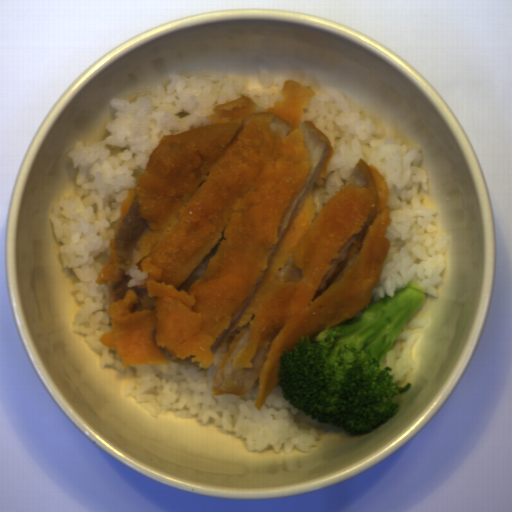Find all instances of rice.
Listing matches in <instances>:
<instances>
[{"label":"rice","mask_w":512,"mask_h":512,"mask_svg":"<svg viewBox=\"0 0 512 512\" xmlns=\"http://www.w3.org/2000/svg\"><path fill=\"white\" fill-rule=\"evenodd\" d=\"M258 88H248L237 75L167 76L146 95L111 96L107 135L84 144L74 142L66 152L76 174L75 187L60 198L49 214L61 249L59 264L73 272L71 298L79 306L70 330L83 335L98 353L100 365L121 371L123 392L150 417L170 412L195 417L201 425L214 423L237 435L246 450L279 454L311 453L319 446L322 422L313 421L285 400L278 384L262 408L256 409L259 377L244 395L211 393L218 367L194 364L139 365L123 368L116 351L100 339L113 328L109 315L110 288L97 283L111 254L110 241L121 220L126 198L143 173L164 134L187 132L210 123L207 117L221 103L244 95L262 106L274 103L283 89L279 78L257 70Z\"/></svg>","instance_id":"obj_1"},{"label":"rice","mask_w":512,"mask_h":512,"mask_svg":"<svg viewBox=\"0 0 512 512\" xmlns=\"http://www.w3.org/2000/svg\"><path fill=\"white\" fill-rule=\"evenodd\" d=\"M314 90L316 95L304 117L327 133L334 152L324 182L313 191L317 213L351 178L360 158L370 161L388 182L391 220L386 231L389 254L372 303L394 297L413 283L424 288V295L438 297L444 253L451 239L441 229L435 208L425 200L429 184L420 165L418 142L409 145L379 133L368 116H361L360 107H354L336 90Z\"/></svg>","instance_id":"obj_2"},{"label":"rice","mask_w":512,"mask_h":512,"mask_svg":"<svg viewBox=\"0 0 512 512\" xmlns=\"http://www.w3.org/2000/svg\"><path fill=\"white\" fill-rule=\"evenodd\" d=\"M428 322L429 319L424 317L411 319L380 359V367H391L395 381L403 379L414 370L412 350L420 336L413 333V330L425 327Z\"/></svg>","instance_id":"obj_3"},{"label":"rice","mask_w":512,"mask_h":512,"mask_svg":"<svg viewBox=\"0 0 512 512\" xmlns=\"http://www.w3.org/2000/svg\"><path fill=\"white\" fill-rule=\"evenodd\" d=\"M124 274L131 276L130 281L127 284V288L134 286H144L146 280L149 278V274L145 271H140L137 264H131L125 268Z\"/></svg>","instance_id":"obj_4"}]
</instances>
